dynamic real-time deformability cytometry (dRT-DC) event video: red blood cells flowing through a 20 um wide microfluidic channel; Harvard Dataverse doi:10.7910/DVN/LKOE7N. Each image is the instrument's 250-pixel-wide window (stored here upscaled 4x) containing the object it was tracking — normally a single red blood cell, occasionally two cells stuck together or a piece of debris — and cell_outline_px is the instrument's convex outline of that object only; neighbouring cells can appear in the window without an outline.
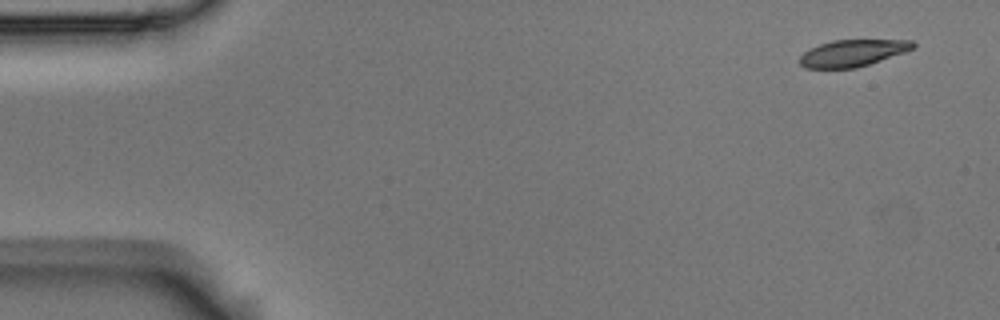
{"species": "Egyptian fruit bat (a non-hibernating species)", "species_latin": "Rousettus aegyptiacus", "temperature_condition": "room temperature", "stored_images_in_passage": 10, "camera_frame_rate_fps": 3000, "um_per_image_px": 0.085, "animal": {"sex": "male"}, "frame": {"image": 1, "passage_image": 1, "time_ms": 0.0, "image_size_px": [1000, 320], "cell_outline_px": [[916, 48], [856, 68], [804, 68], [800, 64], [800, 56], [804, 52], [820, 44], [832, 40], [912, 40], [916, 44]], "centroid_in_image_um": [72.48, 4.5], "position_along_channel_um": 12.5, "area_um2": 17.51}}
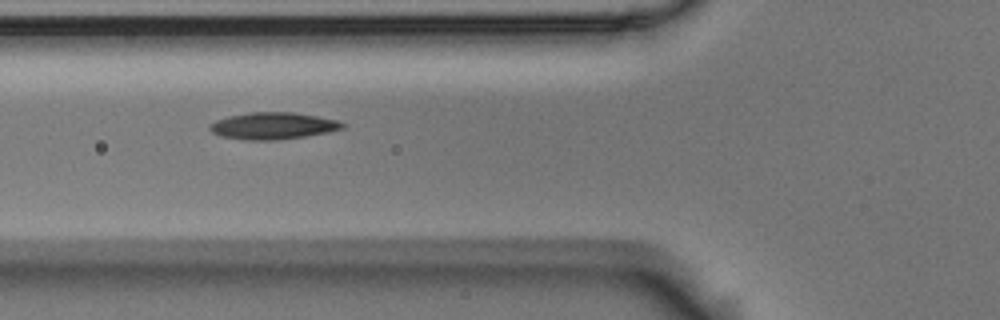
{"frame": {"image": 2, "passage_image": 6, "time_ms": 1.667, "image_size_px": [1000, 320], "cell_outline_px": [[344, 128], [328, 132], [304, 136], [276, 140], [248, 140], [220, 136], [212, 132], [208, 128], [208, 124], [216, 120], [228, 116], [248, 112], [292, 112], [316, 116], [336, 120], [344, 124]], "centroid_in_image_um": [23.15, 10.69], "position_along_channel_um": 102.7, "area_um2": 20.69}}
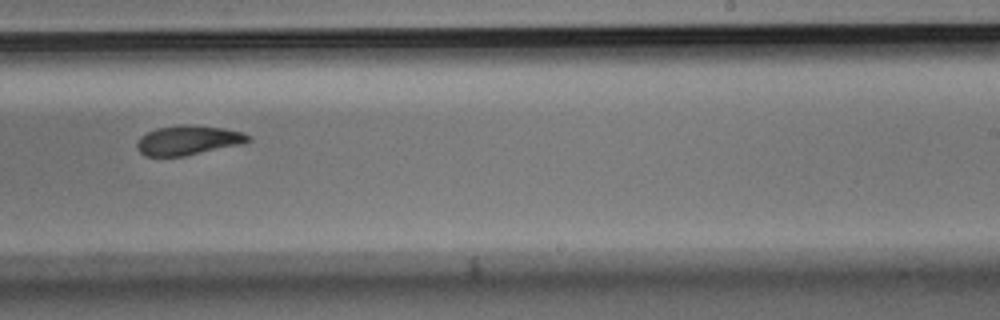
{"frame": {"image": 3, "passage_image": 10, "time_ms": 3.0, "image_size_px": [1000, 320], "cell_outline_px": [[252, 140], [240, 144], [184, 156], [144, 156], [136, 148], [136, 144], [140, 136], [156, 128], [180, 124], [184, 124], [224, 128], [240, 132], [252, 136]], "centroid_in_image_um": [15.96, 11.91], "position_along_channel_um": 273.0, "area_um2": 19.07}}